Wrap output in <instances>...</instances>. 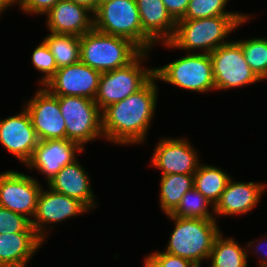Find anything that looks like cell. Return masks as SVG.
<instances>
[{"instance_id":"obj_5","label":"cell","mask_w":267,"mask_h":267,"mask_svg":"<svg viewBox=\"0 0 267 267\" xmlns=\"http://www.w3.org/2000/svg\"><path fill=\"white\" fill-rule=\"evenodd\" d=\"M94 16L98 32L131 40L149 52L156 43L143 31L136 0H111L99 5ZM153 46V47H152Z\"/></svg>"},{"instance_id":"obj_22","label":"cell","mask_w":267,"mask_h":267,"mask_svg":"<svg viewBox=\"0 0 267 267\" xmlns=\"http://www.w3.org/2000/svg\"><path fill=\"white\" fill-rule=\"evenodd\" d=\"M231 178L221 168L201 163L194 174V188L215 206Z\"/></svg>"},{"instance_id":"obj_21","label":"cell","mask_w":267,"mask_h":267,"mask_svg":"<svg viewBox=\"0 0 267 267\" xmlns=\"http://www.w3.org/2000/svg\"><path fill=\"white\" fill-rule=\"evenodd\" d=\"M143 31L156 43L169 42L176 30V21L162 0H136Z\"/></svg>"},{"instance_id":"obj_28","label":"cell","mask_w":267,"mask_h":267,"mask_svg":"<svg viewBox=\"0 0 267 267\" xmlns=\"http://www.w3.org/2000/svg\"><path fill=\"white\" fill-rule=\"evenodd\" d=\"M229 0H190L182 19H203L219 15H248L226 10Z\"/></svg>"},{"instance_id":"obj_8","label":"cell","mask_w":267,"mask_h":267,"mask_svg":"<svg viewBox=\"0 0 267 267\" xmlns=\"http://www.w3.org/2000/svg\"><path fill=\"white\" fill-rule=\"evenodd\" d=\"M66 124V139L84 146L104 138L101 110L94 100L77 96H57Z\"/></svg>"},{"instance_id":"obj_33","label":"cell","mask_w":267,"mask_h":267,"mask_svg":"<svg viewBox=\"0 0 267 267\" xmlns=\"http://www.w3.org/2000/svg\"><path fill=\"white\" fill-rule=\"evenodd\" d=\"M168 13L177 22L182 19L187 11L190 0H162Z\"/></svg>"},{"instance_id":"obj_29","label":"cell","mask_w":267,"mask_h":267,"mask_svg":"<svg viewBox=\"0 0 267 267\" xmlns=\"http://www.w3.org/2000/svg\"><path fill=\"white\" fill-rule=\"evenodd\" d=\"M30 60L33 67L43 73L42 78H39L38 81L41 86H44L58 70L54 56L44 40L35 47Z\"/></svg>"},{"instance_id":"obj_13","label":"cell","mask_w":267,"mask_h":267,"mask_svg":"<svg viewBox=\"0 0 267 267\" xmlns=\"http://www.w3.org/2000/svg\"><path fill=\"white\" fill-rule=\"evenodd\" d=\"M150 165L161 175H194L200 165L198 153L186 138H161L154 147Z\"/></svg>"},{"instance_id":"obj_2","label":"cell","mask_w":267,"mask_h":267,"mask_svg":"<svg viewBox=\"0 0 267 267\" xmlns=\"http://www.w3.org/2000/svg\"><path fill=\"white\" fill-rule=\"evenodd\" d=\"M251 19V15H219L203 19H180L169 42L160 43L167 49L175 48L186 53L210 54L225 43L227 37ZM243 24V25H242ZM241 25V26H240Z\"/></svg>"},{"instance_id":"obj_6","label":"cell","mask_w":267,"mask_h":267,"mask_svg":"<svg viewBox=\"0 0 267 267\" xmlns=\"http://www.w3.org/2000/svg\"><path fill=\"white\" fill-rule=\"evenodd\" d=\"M154 76L159 81L195 93L216 91L211 57L207 53H198L197 50L154 68Z\"/></svg>"},{"instance_id":"obj_27","label":"cell","mask_w":267,"mask_h":267,"mask_svg":"<svg viewBox=\"0 0 267 267\" xmlns=\"http://www.w3.org/2000/svg\"><path fill=\"white\" fill-rule=\"evenodd\" d=\"M242 50L243 55L256 76L261 80L267 79V38L253 37L245 38V40L237 41Z\"/></svg>"},{"instance_id":"obj_17","label":"cell","mask_w":267,"mask_h":267,"mask_svg":"<svg viewBox=\"0 0 267 267\" xmlns=\"http://www.w3.org/2000/svg\"><path fill=\"white\" fill-rule=\"evenodd\" d=\"M44 16L51 33L82 36L94 29L93 12L70 0H59Z\"/></svg>"},{"instance_id":"obj_31","label":"cell","mask_w":267,"mask_h":267,"mask_svg":"<svg viewBox=\"0 0 267 267\" xmlns=\"http://www.w3.org/2000/svg\"><path fill=\"white\" fill-rule=\"evenodd\" d=\"M159 267H198L192 261L158 250L148 255Z\"/></svg>"},{"instance_id":"obj_24","label":"cell","mask_w":267,"mask_h":267,"mask_svg":"<svg viewBox=\"0 0 267 267\" xmlns=\"http://www.w3.org/2000/svg\"><path fill=\"white\" fill-rule=\"evenodd\" d=\"M159 207L164 214H170L183 195L194 187V175L167 174L160 176Z\"/></svg>"},{"instance_id":"obj_3","label":"cell","mask_w":267,"mask_h":267,"mask_svg":"<svg viewBox=\"0 0 267 267\" xmlns=\"http://www.w3.org/2000/svg\"><path fill=\"white\" fill-rule=\"evenodd\" d=\"M166 216L174 222V228L164 251L202 267L203 261L209 259L216 237L221 233L219 221Z\"/></svg>"},{"instance_id":"obj_19","label":"cell","mask_w":267,"mask_h":267,"mask_svg":"<svg viewBox=\"0 0 267 267\" xmlns=\"http://www.w3.org/2000/svg\"><path fill=\"white\" fill-rule=\"evenodd\" d=\"M82 166L79 159L66 165L47 182V186L53 191L80 201L92 211L99 205L91 188L88 171Z\"/></svg>"},{"instance_id":"obj_9","label":"cell","mask_w":267,"mask_h":267,"mask_svg":"<svg viewBox=\"0 0 267 267\" xmlns=\"http://www.w3.org/2000/svg\"><path fill=\"white\" fill-rule=\"evenodd\" d=\"M216 91L245 87L261 81L246 62L237 41L229 40L210 54Z\"/></svg>"},{"instance_id":"obj_38","label":"cell","mask_w":267,"mask_h":267,"mask_svg":"<svg viewBox=\"0 0 267 267\" xmlns=\"http://www.w3.org/2000/svg\"><path fill=\"white\" fill-rule=\"evenodd\" d=\"M108 1H111V0H97V7L105 2H108Z\"/></svg>"},{"instance_id":"obj_36","label":"cell","mask_w":267,"mask_h":267,"mask_svg":"<svg viewBox=\"0 0 267 267\" xmlns=\"http://www.w3.org/2000/svg\"><path fill=\"white\" fill-rule=\"evenodd\" d=\"M76 4L85 6L89 10H91L93 13L97 9V0H70Z\"/></svg>"},{"instance_id":"obj_32","label":"cell","mask_w":267,"mask_h":267,"mask_svg":"<svg viewBox=\"0 0 267 267\" xmlns=\"http://www.w3.org/2000/svg\"><path fill=\"white\" fill-rule=\"evenodd\" d=\"M59 0H23L20 11L26 14L45 15Z\"/></svg>"},{"instance_id":"obj_37","label":"cell","mask_w":267,"mask_h":267,"mask_svg":"<svg viewBox=\"0 0 267 267\" xmlns=\"http://www.w3.org/2000/svg\"><path fill=\"white\" fill-rule=\"evenodd\" d=\"M143 267H159L148 255L144 258Z\"/></svg>"},{"instance_id":"obj_12","label":"cell","mask_w":267,"mask_h":267,"mask_svg":"<svg viewBox=\"0 0 267 267\" xmlns=\"http://www.w3.org/2000/svg\"><path fill=\"white\" fill-rule=\"evenodd\" d=\"M39 87L34 97L23 104L39 141L66 139V124L60 112L58 97L44 86Z\"/></svg>"},{"instance_id":"obj_11","label":"cell","mask_w":267,"mask_h":267,"mask_svg":"<svg viewBox=\"0 0 267 267\" xmlns=\"http://www.w3.org/2000/svg\"><path fill=\"white\" fill-rule=\"evenodd\" d=\"M42 185L29 174L14 170L0 173V206L32 221Z\"/></svg>"},{"instance_id":"obj_30","label":"cell","mask_w":267,"mask_h":267,"mask_svg":"<svg viewBox=\"0 0 267 267\" xmlns=\"http://www.w3.org/2000/svg\"><path fill=\"white\" fill-rule=\"evenodd\" d=\"M17 232H35V230L28 218L0 206V234Z\"/></svg>"},{"instance_id":"obj_25","label":"cell","mask_w":267,"mask_h":267,"mask_svg":"<svg viewBox=\"0 0 267 267\" xmlns=\"http://www.w3.org/2000/svg\"><path fill=\"white\" fill-rule=\"evenodd\" d=\"M43 38L59 68L80 61V36L49 33Z\"/></svg>"},{"instance_id":"obj_16","label":"cell","mask_w":267,"mask_h":267,"mask_svg":"<svg viewBox=\"0 0 267 267\" xmlns=\"http://www.w3.org/2000/svg\"><path fill=\"white\" fill-rule=\"evenodd\" d=\"M84 149L67 139L39 141L31 159L26 163L32 172L37 170L50 181L63 167L77 160V154Z\"/></svg>"},{"instance_id":"obj_35","label":"cell","mask_w":267,"mask_h":267,"mask_svg":"<svg viewBox=\"0 0 267 267\" xmlns=\"http://www.w3.org/2000/svg\"><path fill=\"white\" fill-rule=\"evenodd\" d=\"M23 0H0V17L3 14L6 9H9V7L13 6L16 4V6L20 7L19 10L21 9Z\"/></svg>"},{"instance_id":"obj_18","label":"cell","mask_w":267,"mask_h":267,"mask_svg":"<svg viewBox=\"0 0 267 267\" xmlns=\"http://www.w3.org/2000/svg\"><path fill=\"white\" fill-rule=\"evenodd\" d=\"M231 178L219 201L214 206L215 218L223 216L244 215L260 202L261 196L267 188V183L235 182Z\"/></svg>"},{"instance_id":"obj_1","label":"cell","mask_w":267,"mask_h":267,"mask_svg":"<svg viewBox=\"0 0 267 267\" xmlns=\"http://www.w3.org/2000/svg\"><path fill=\"white\" fill-rule=\"evenodd\" d=\"M153 76L141 89L102 112L105 141L126 146L146 142L157 109L158 86Z\"/></svg>"},{"instance_id":"obj_7","label":"cell","mask_w":267,"mask_h":267,"mask_svg":"<svg viewBox=\"0 0 267 267\" xmlns=\"http://www.w3.org/2000/svg\"><path fill=\"white\" fill-rule=\"evenodd\" d=\"M148 54L149 52L142 51L128 65L101 74L94 100L101 112L137 92L154 76V68L141 65L149 59Z\"/></svg>"},{"instance_id":"obj_10","label":"cell","mask_w":267,"mask_h":267,"mask_svg":"<svg viewBox=\"0 0 267 267\" xmlns=\"http://www.w3.org/2000/svg\"><path fill=\"white\" fill-rule=\"evenodd\" d=\"M45 190L42 187L37 201L36 212L31 221V226L44 242L48 238V231L50 233L51 229L54 230V224L58 226V223H63L69 218L90 212L83 203L76 199L53 191L49 187L48 191Z\"/></svg>"},{"instance_id":"obj_23","label":"cell","mask_w":267,"mask_h":267,"mask_svg":"<svg viewBox=\"0 0 267 267\" xmlns=\"http://www.w3.org/2000/svg\"><path fill=\"white\" fill-rule=\"evenodd\" d=\"M208 261L210 267H248L245 247L232 237H224L222 232L216 237Z\"/></svg>"},{"instance_id":"obj_4","label":"cell","mask_w":267,"mask_h":267,"mask_svg":"<svg viewBox=\"0 0 267 267\" xmlns=\"http://www.w3.org/2000/svg\"><path fill=\"white\" fill-rule=\"evenodd\" d=\"M141 52L131 40L95 29L80 36V61L101 73L128 65Z\"/></svg>"},{"instance_id":"obj_14","label":"cell","mask_w":267,"mask_h":267,"mask_svg":"<svg viewBox=\"0 0 267 267\" xmlns=\"http://www.w3.org/2000/svg\"><path fill=\"white\" fill-rule=\"evenodd\" d=\"M101 74L79 61L59 68L44 87L55 96H77L95 100Z\"/></svg>"},{"instance_id":"obj_20","label":"cell","mask_w":267,"mask_h":267,"mask_svg":"<svg viewBox=\"0 0 267 267\" xmlns=\"http://www.w3.org/2000/svg\"><path fill=\"white\" fill-rule=\"evenodd\" d=\"M44 243L36 232L0 234V267H26Z\"/></svg>"},{"instance_id":"obj_26","label":"cell","mask_w":267,"mask_h":267,"mask_svg":"<svg viewBox=\"0 0 267 267\" xmlns=\"http://www.w3.org/2000/svg\"><path fill=\"white\" fill-rule=\"evenodd\" d=\"M209 207L212 209H208ZM170 215L178 218L216 220L214 205L194 187L183 195Z\"/></svg>"},{"instance_id":"obj_34","label":"cell","mask_w":267,"mask_h":267,"mask_svg":"<svg viewBox=\"0 0 267 267\" xmlns=\"http://www.w3.org/2000/svg\"><path fill=\"white\" fill-rule=\"evenodd\" d=\"M266 238V236H264V238H260L258 241L257 240H254V241H250V242H248L246 245H245V247H246V251H247V255H249V252L251 251V253H253L254 255H260V253H261V255H260V257L258 256V259H260L259 260V266L260 267H267V250L266 249H264L263 250V248L261 249V245L260 244H262V247H263V245L264 246H266L267 245V241L264 243V241L265 240H267V239H265ZM264 239V240H263ZM257 241V242H256ZM256 242V243H255ZM259 242V243H258ZM262 242V243H261ZM254 243L256 244V245H254ZM252 248V249H251ZM261 249V252L260 251H258V250H260ZM254 250V251H253ZM259 252V253H258ZM263 253V254H262Z\"/></svg>"},{"instance_id":"obj_15","label":"cell","mask_w":267,"mask_h":267,"mask_svg":"<svg viewBox=\"0 0 267 267\" xmlns=\"http://www.w3.org/2000/svg\"><path fill=\"white\" fill-rule=\"evenodd\" d=\"M17 115L0 119V144L24 165L39 143L31 118L24 106Z\"/></svg>"}]
</instances>
